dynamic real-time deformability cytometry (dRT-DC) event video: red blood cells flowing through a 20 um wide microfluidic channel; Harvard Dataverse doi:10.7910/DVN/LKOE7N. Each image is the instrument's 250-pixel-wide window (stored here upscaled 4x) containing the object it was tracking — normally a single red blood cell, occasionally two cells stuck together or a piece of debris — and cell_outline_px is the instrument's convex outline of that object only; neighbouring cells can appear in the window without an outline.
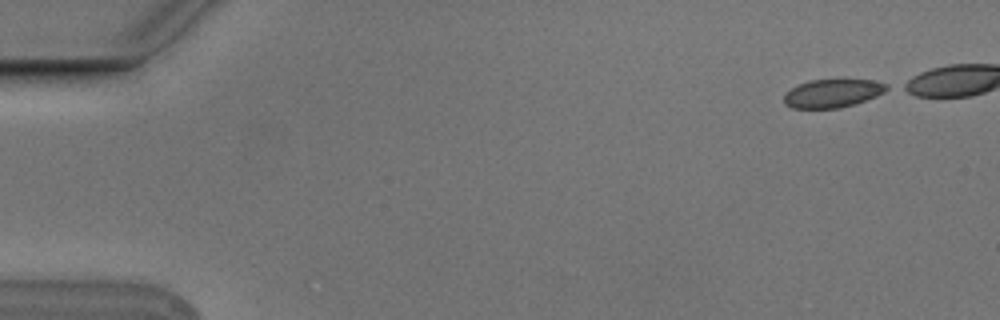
{"species": "Egyptian fruit bat (a non-hibernating species)", "species_latin": "Rousettus aegyptiacus", "temperature_condition": "cold", "stored_images_in_passage": 6, "camera_frame_rate_fps": 3000, "um_per_image_px": 0.085, "animal": {"sex": "male"}, "frame": {"image": 1, "passage_image": 1, "time_ms": 0.0, "image_size_px": [1000, 320], "cell_outline_px": [[892, 88], [876, 96], [856, 104], [840, 108], [792, 108], [784, 104], [784, 92], [808, 80], [844, 76], [872, 80], [888, 84]], "centroid_in_image_um": [70.82, 7.87], "position_along_channel_um": 14.2, "area_um2": 17.98}}